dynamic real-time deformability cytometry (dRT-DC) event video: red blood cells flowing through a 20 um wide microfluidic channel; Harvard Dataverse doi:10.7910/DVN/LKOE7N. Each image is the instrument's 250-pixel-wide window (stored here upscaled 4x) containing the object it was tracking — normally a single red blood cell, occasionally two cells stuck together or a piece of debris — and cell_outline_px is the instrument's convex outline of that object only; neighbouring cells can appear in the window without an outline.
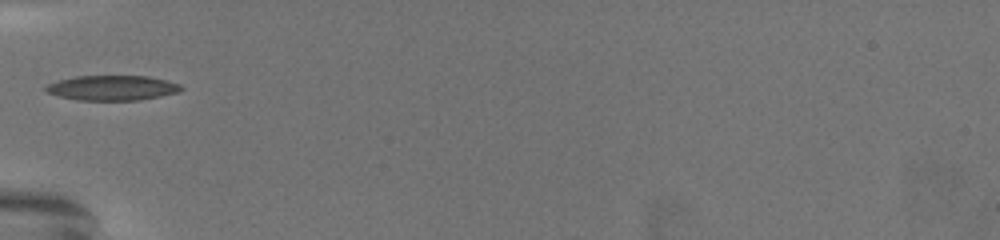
{"species": "common noctule bat (a hibernating species)", "species_latin": "Nyctalus noctula", "temperature_condition": "warm", "stored_images_in_passage": 45, "camera_frame_rate_fps": 3000, "um_per_image_px": 0.085, "animal": {"sex": "female", "body_mass_g": 19.5, "forearm_length_mm": 54.1}, "frame": {"image": 1, "passage_image": 1, "time_ms": 0.0, "image_size_px": [1000, 240], "cell_outline_px": [[184, 88], [176, 92], [160, 96], [140, 100], [76, 100], [44, 92], [44, 88], [48, 84], [60, 80], [76, 76], [148, 76], [180, 84]], "centroid_in_image_um": [9.51, 7.47], "position_along_channel_um": 75.5, "area_um2": 19.54}}
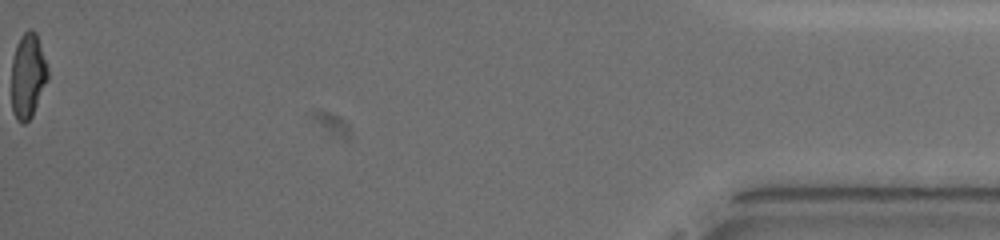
{"frame": {"image": 2, "passage_image": 45, "time_ms": 14.667, "image_size_px": [1000, 240], "cell_outline_px": [[48, 80], [32, 116], [24, 124], [20, 124], [16, 120], [12, 112], [12, 60], [16, 44], [20, 36], [28, 28], [32, 28], [36, 32], [48, 68]], "centroid_in_image_um": [2.36, 6.44], "position_along_channel_um": 432.8, "area_um2": 18.21}, "authors_computed_cell_mechanics": {"area_um2": 19.363, "velocity_mm_per_s": 3.0368, "shape_relaxation_time_tau1_ms": 4.6897, "shape_relaxation_time_tau2_ms": 2.2046, "deformation_change_tau1": 0.1977, "deformation_change_tau2": 0.0887}}